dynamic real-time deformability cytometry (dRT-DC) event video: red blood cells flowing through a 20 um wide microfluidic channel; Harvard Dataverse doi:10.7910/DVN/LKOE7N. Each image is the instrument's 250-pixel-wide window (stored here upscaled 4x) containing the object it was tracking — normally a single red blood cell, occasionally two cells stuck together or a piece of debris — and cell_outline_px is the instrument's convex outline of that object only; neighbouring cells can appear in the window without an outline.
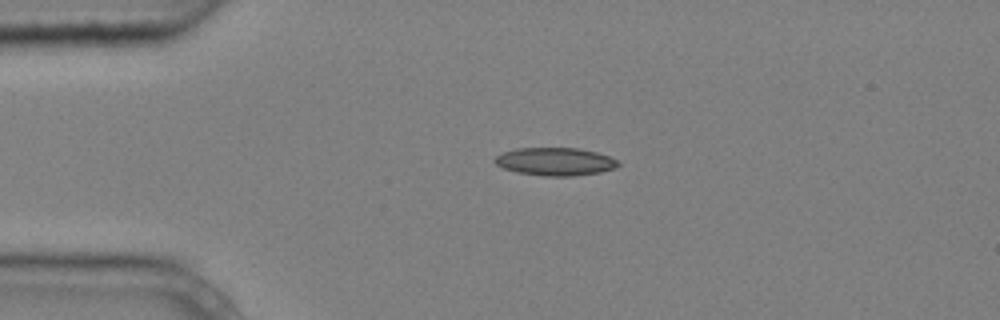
{"species": "common noctule bat (a hibernating species)", "species_latin": "Nyctalus noctula", "temperature_condition": "cold", "stored_images_in_passage": 4, "camera_frame_rate_fps": 3000, "um_per_image_px": 0.085, "animal": {"sex": "male", "body_mass_g": 20.4}, "frame": {"image": 1, "passage_image": 3, "time_ms": 0.667, "image_size_px": [1000, 320], "cell_outline_px": [[620, 164], [616, 168], [600, 172], [572, 176], [544, 176], [516, 172], [504, 168], [496, 164], [492, 160], [500, 152], [516, 148], [580, 148], [596, 152], [608, 156], [616, 160]], "centroid_in_image_um": [47.16, 13.73], "position_along_channel_um": 37.8, "area_um2": 20.17}}